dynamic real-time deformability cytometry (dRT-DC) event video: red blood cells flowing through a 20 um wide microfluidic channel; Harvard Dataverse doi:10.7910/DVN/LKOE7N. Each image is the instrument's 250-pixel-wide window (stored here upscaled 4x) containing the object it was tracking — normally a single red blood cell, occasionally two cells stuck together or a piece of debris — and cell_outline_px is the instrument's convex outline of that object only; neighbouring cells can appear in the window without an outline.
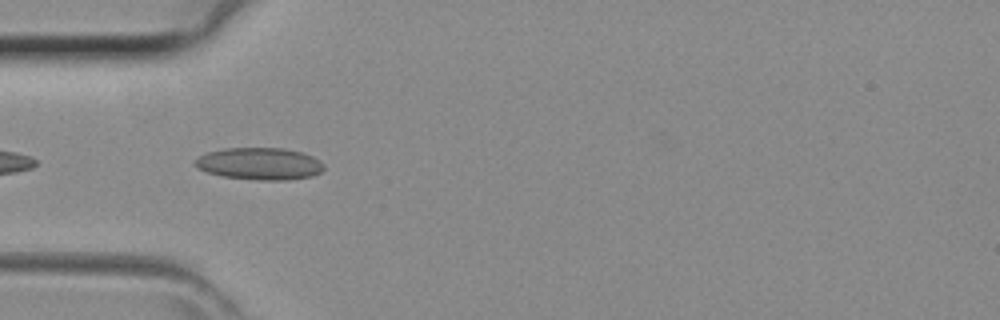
{"species": "common noctule bat (a hibernating species)", "species_latin": "Nyctalus noctula", "temperature_condition": "room temperature", "stored_images_in_passage": 15, "camera_frame_rate_fps": 3000, "um_per_image_px": 0.085, "animal": {"sex": "female", "body_mass_g": 29.2, "forearm_length_mm": 56.3}, "frame": {"image": 1, "passage_image": 13, "time_ms": 4.0, "image_size_px": [1000, 320], "cell_outline_px": [[324, 168], [320, 172], [312, 176], [288, 180], [256, 180], [224, 176], [208, 172], [196, 168], [192, 164], [204, 152], [224, 148], [284, 148], [304, 152], [320, 160], [324, 164]], "centroid_in_image_um": [22.07, 13.91], "position_along_channel_um": 62.9, "area_um2": 24.33}}